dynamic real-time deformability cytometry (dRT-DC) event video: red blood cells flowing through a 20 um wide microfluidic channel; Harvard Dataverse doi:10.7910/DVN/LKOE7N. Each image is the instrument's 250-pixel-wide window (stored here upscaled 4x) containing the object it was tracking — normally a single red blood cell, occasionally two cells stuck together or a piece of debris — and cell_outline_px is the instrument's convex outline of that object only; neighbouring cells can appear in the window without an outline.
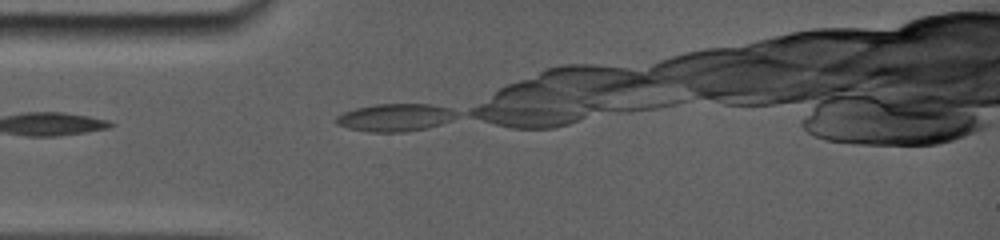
{"species": "common noctule bat (a hibernating species)", "species_latin": "Nyctalus noctula", "temperature_condition": "room temperature", "stored_images_in_passage": 11, "camera_frame_rate_fps": 5000, "um_per_image_px": 0.085, "animal": {"sex": "female", "body_mass_g": 19.0, "forearm_length_mm": 56.7}, "frame": {"image": 1, "passage_image": 1, "time_ms": 0.0, "image_size_px": [1000, 240], "cell_outline_px": [[456, 116], [440, 124], [424, 128], [392, 132], [376, 132], [352, 128], [336, 124], [336, 116], [344, 112], [356, 108], [376, 104], [428, 104], [448, 108], [456, 112]], "centroid_in_image_um": [33.55, 9.97], "position_along_channel_um": 51.4, "area_um2": 18.67}}